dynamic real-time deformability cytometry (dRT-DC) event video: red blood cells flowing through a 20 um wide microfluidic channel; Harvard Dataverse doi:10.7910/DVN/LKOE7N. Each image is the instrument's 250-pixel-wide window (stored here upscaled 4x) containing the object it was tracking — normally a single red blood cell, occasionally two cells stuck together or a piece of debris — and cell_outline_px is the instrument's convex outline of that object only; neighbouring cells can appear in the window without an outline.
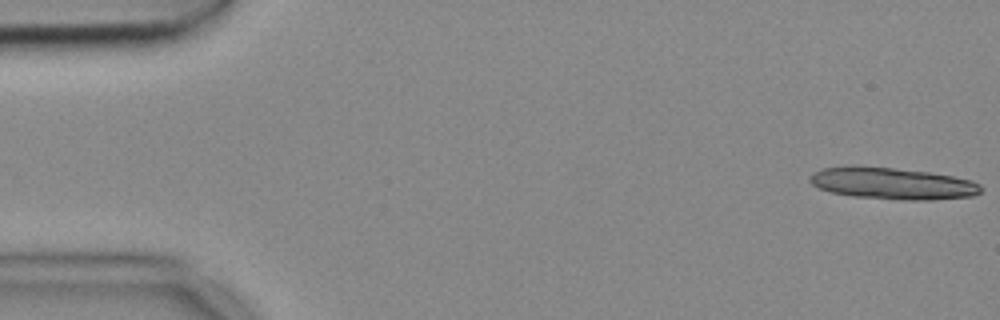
{"species": "common noctule bat (a hibernating species)", "species_latin": "Nyctalus noctula", "temperature_condition": "cold", "stored_images_in_passage": 13, "camera_frame_rate_fps": 3000, "um_per_image_px": 0.085, "animal": {"sex": "female", "body_mass_g": 18.4}, "frame": {"image": 1, "passage_image": 1, "time_ms": 0.0, "image_size_px": [1000, 320], "cell_outline_px": [[984, 188], [980, 192], [972, 196], [932, 200], [900, 200], [852, 196], [832, 192], [820, 188], [812, 184], [808, 180], [808, 176], [820, 168], [852, 164], [892, 168], [928, 172], [952, 176], [972, 180], [980, 184]], "centroid_in_image_um": [75.82, 15.58], "position_along_channel_um": 9.2, "area_um2": 32.08}}